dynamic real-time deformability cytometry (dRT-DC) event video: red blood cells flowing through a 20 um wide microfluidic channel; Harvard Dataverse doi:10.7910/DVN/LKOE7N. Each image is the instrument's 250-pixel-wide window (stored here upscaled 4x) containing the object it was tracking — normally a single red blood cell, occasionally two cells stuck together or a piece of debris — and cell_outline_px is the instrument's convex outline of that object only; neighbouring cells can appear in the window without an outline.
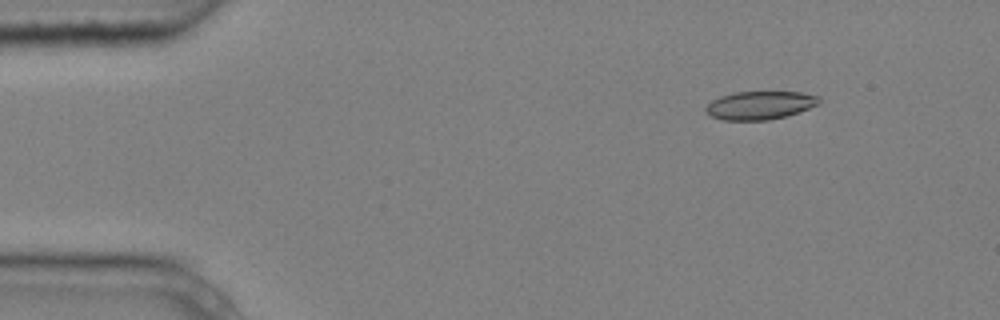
{"species": "common noctule bat (a hibernating species)", "species_latin": "Nyctalus noctula", "temperature_condition": "cold", "stored_images_in_passage": 4, "camera_frame_rate_fps": 3000, "um_per_image_px": 0.085, "animal": {"sex": "male", "body_mass_g": 20.4}, "frame": {"image": 1, "passage_image": 2, "time_ms": 0.333, "image_size_px": [1000, 320], "cell_outline_px": [[820, 104], [788, 116], [768, 120], [724, 120], [708, 116], [704, 112], [704, 108], [712, 100], [720, 96], [736, 92], [800, 92], [820, 96]], "centroid_in_image_um": [64.58, 8.96], "position_along_channel_um": 20.4, "area_um2": 18.9}}